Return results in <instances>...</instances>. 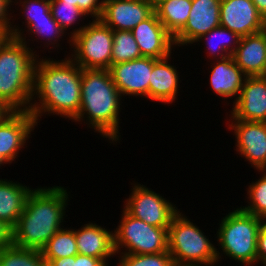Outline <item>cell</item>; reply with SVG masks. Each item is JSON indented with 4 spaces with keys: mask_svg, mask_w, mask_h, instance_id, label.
Listing matches in <instances>:
<instances>
[{
    "mask_svg": "<svg viewBox=\"0 0 266 266\" xmlns=\"http://www.w3.org/2000/svg\"><path fill=\"white\" fill-rule=\"evenodd\" d=\"M53 59L38 56L34 66L29 112L37 124L39 117L52 113L73 121L81 106V68L69 56Z\"/></svg>",
    "mask_w": 266,
    "mask_h": 266,
    "instance_id": "1",
    "label": "cell"
},
{
    "mask_svg": "<svg viewBox=\"0 0 266 266\" xmlns=\"http://www.w3.org/2000/svg\"><path fill=\"white\" fill-rule=\"evenodd\" d=\"M69 195L61 186L38 187L27 198L25 208L12 228V244L40 250L65 222Z\"/></svg>",
    "mask_w": 266,
    "mask_h": 266,
    "instance_id": "2",
    "label": "cell"
},
{
    "mask_svg": "<svg viewBox=\"0 0 266 266\" xmlns=\"http://www.w3.org/2000/svg\"><path fill=\"white\" fill-rule=\"evenodd\" d=\"M23 30L12 23L11 36L0 37V102L11 111H29L39 56L29 47Z\"/></svg>",
    "mask_w": 266,
    "mask_h": 266,
    "instance_id": "3",
    "label": "cell"
},
{
    "mask_svg": "<svg viewBox=\"0 0 266 266\" xmlns=\"http://www.w3.org/2000/svg\"><path fill=\"white\" fill-rule=\"evenodd\" d=\"M122 96L107 69H81V106L73 120L89 125L111 143L121 139L119 112ZM86 118V119H85Z\"/></svg>",
    "mask_w": 266,
    "mask_h": 266,
    "instance_id": "4",
    "label": "cell"
},
{
    "mask_svg": "<svg viewBox=\"0 0 266 266\" xmlns=\"http://www.w3.org/2000/svg\"><path fill=\"white\" fill-rule=\"evenodd\" d=\"M261 221L260 217L246 213L240 207L223 217L216 233L219 249L224 252L216 251L218 262L224 254L243 266L256 265L257 237Z\"/></svg>",
    "mask_w": 266,
    "mask_h": 266,
    "instance_id": "5",
    "label": "cell"
},
{
    "mask_svg": "<svg viewBox=\"0 0 266 266\" xmlns=\"http://www.w3.org/2000/svg\"><path fill=\"white\" fill-rule=\"evenodd\" d=\"M217 250L180 210L173 216L168 228V252L175 266H214L219 264Z\"/></svg>",
    "mask_w": 266,
    "mask_h": 266,
    "instance_id": "6",
    "label": "cell"
},
{
    "mask_svg": "<svg viewBox=\"0 0 266 266\" xmlns=\"http://www.w3.org/2000/svg\"><path fill=\"white\" fill-rule=\"evenodd\" d=\"M70 31L72 54L69 56L81 69H107L111 67L113 30L100 19H92ZM73 46V47H72ZM73 48V50H72Z\"/></svg>",
    "mask_w": 266,
    "mask_h": 266,
    "instance_id": "7",
    "label": "cell"
},
{
    "mask_svg": "<svg viewBox=\"0 0 266 266\" xmlns=\"http://www.w3.org/2000/svg\"><path fill=\"white\" fill-rule=\"evenodd\" d=\"M119 222L116 230L114 229L116 254L168 252V229L147 224L130 215L125 209Z\"/></svg>",
    "mask_w": 266,
    "mask_h": 266,
    "instance_id": "8",
    "label": "cell"
},
{
    "mask_svg": "<svg viewBox=\"0 0 266 266\" xmlns=\"http://www.w3.org/2000/svg\"><path fill=\"white\" fill-rule=\"evenodd\" d=\"M132 185V192L124 201V209L147 224L168 229L173 216L179 211L176 205L145 185Z\"/></svg>",
    "mask_w": 266,
    "mask_h": 266,
    "instance_id": "9",
    "label": "cell"
},
{
    "mask_svg": "<svg viewBox=\"0 0 266 266\" xmlns=\"http://www.w3.org/2000/svg\"><path fill=\"white\" fill-rule=\"evenodd\" d=\"M228 126L234 130L237 154L257 171L266 170V122L229 120Z\"/></svg>",
    "mask_w": 266,
    "mask_h": 266,
    "instance_id": "10",
    "label": "cell"
},
{
    "mask_svg": "<svg viewBox=\"0 0 266 266\" xmlns=\"http://www.w3.org/2000/svg\"><path fill=\"white\" fill-rule=\"evenodd\" d=\"M156 60L142 56L128 62L111 65L109 71L121 96H140L149 99V79Z\"/></svg>",
    "mask_w": 266,
    "mask_h": 266,
    "instance_id": "11",
    "label": "cell"
},
{
    "mask_svg": "<svg viewBox=\"0 0 266 266\" xmlns=\"http://www.w3.org/2000/svg\"><path fill=\"white\" fill-rule=\"evenodd\" d=\"M35 117L29 111H11L0 122V155L7 163L18 158L19 150L37 127Z\"/></svg>",
    "mask_w": 266,
    "mask_h": 266,
    "instance_id": "12",
    "label": "cell"
},
{
    "mask_svg": "<svg viewBox=\"0 0 266 266\" xmlns=\"http://www.w3.org/2000/svg\"><path fill=\"white\" fill-rule=\"evenodd\" d=\"M221 0H192L185 26L173 37L175 47L195 43L198 38L220 26Z\"/></svg>",
    "mask_w": 266,
    "mask_h": 266,
    "instance_id": "13",
    "label": "cell"
},
{
    "mask_svg": "<svg viewBox=\"0 0 266 266\" xmlns=\"http://www.w3.org/2000/svg\"><path fill=\"white\" fill-rule=\"evenodd\" d=\"M154 12L149 0H103L100 20L113 31H131Z\"/></svg>",
    "mask_w": 266,
    "mask_h": 266,
    "instance_id": "14",
    "label": "cell"
},
{
    "mask_svg": "<svg viewBox=\"0 0 266 266\" xmlns=\"http://www.w3.org/2000/svg\"><path fill=\"white\" fill-rule=\"evenodd\" d=\"M220 26L245 37L264 30L266 21L252 0H221Z\"/></svg>",
    "mask_w": 266,
    "mask_h": 266,
    "instance_id": "15",
    "label": "cell"
},
{
    "mask_svg": "<svg viewBox=\"0 0 266 266\" xmlns=\"http://www.w3.org/2000/svg\"><path fill=\"white\" fill-rule=\"evenodd\" d=\"M230 113V120L266 122L265 76L246 77Z\"/></svg>",
    "mask_w": 266,
    "mask_h": 266,
    "instance_id": "16",
    "label": "cell"
},
{
    "mask_svg": "<svg viewBox=\"0 0 266 266\" xmlns=\"http://www.w3.org/2000/svg\"><path fill=\"white\" fill-rule=\"evenodd\" d=\"M143 57L163 59L175 51L173 36L154 12L131 30ZM173 47V48H172Z\"/></svg>",
    "mask_w": 266,
    "mask_h": 266,
    "instance_id": "17",
    "label": "cell"
},
{
    "mask_svg": "<svg viewBox=\"0 0 266 266\" xmlns=\"http://www.w3.org/2000/svg\"><path fill=\"white\" fill-rule=\"evenodd\" d=\"M74 232L78 254L99 258L109 265L108 259L116 255L114 231H108L92 222L84 224L78 230L74 229Z\"/></svg>",
    "mask_w": 266,
    "mask_h": 266,
    "instance_id": "18",
    "label": "cell"
},
{
    "mask_svg": "<svg viewBox=\"0 0 266 266\" xmlns=\"http://www.w3.org/2000/svg\"><path fill=\"white\" fill-rule=\"evenodd\" d=\"M236 65L249 76H264L266 66V28L258 33L241 37L232 54Z\"/></svg>",
    "mask_w": 266,
    "mask_h": 266,
    "instance_id": "19",
    "label": "cell"
},
{
    "mask_svg": "<svg viewBox=\"0 0 266 266\" xmlns=\"http://www.w3.org/2000/svg\"><path fill=\"white\" fill-rule=\"evenodd\" d=\"M215 61V62H214ZM210 67L209 84L211 90L224 100L226 98L236 97L233 103L238 99L241 88L246 79L244 72L236 65L232 56L223 59L214 60Z\"/></svg>",
    "mask_w": 266,
    "mask_h": 266,
    "instance_id": "20",
    "label": "cell"
},
{
    "mask_svg": "<svg viewBox=\"0 0 266 266\" xmlns=\"http://www.w3.org/2000/svg\"><path fill=\"white\" fill-rule=\"evenodd\" d=\"M171 55L157 59L149 79V100L172 104L177 99L179 90V72L174 65L168 64Z\"/></svg>",
    "mask_w": 266,
    "mask_h": 266,
    "instance_id": "21",
    "label": "cell"
},
{
    "mask_svg": "<svg viewBox=\"0 0 266 266\" xmlns=\"http://www.w3.org/2000/svg\"><path fill=\"white\" fill-rule=\"evenodd\" d=\"M33 188L20 182L0 179V220L13 228L22 214Z\"/></svg>",
    "mask_w": 266,
    "mask_h": 266,
    "instance_id": "22",
    "label": "cell"
},
{
    "mask_svg": "<svg viewBox=\"0 0 266 266\" xmlns=\"http://www.w3.org/2000/svg\"><path fill=\"white\" fill-rule=\"evenodd\" d=\"M192 0H167L155 9L158 19L174 37L187 23Z\"/></svg>",
    "mask_w": 266,
    "mask_h": 266,
    "instance_id": "23",
    "label": "cell"
},
{
    "mask_svg": "<svg viewBox=\"0 0 266 266\" xmlns=\"http://www.w3.org/2000/svg\"><path fill=\"white\" fill-rule=\"evenodd\" d=\"M203 39L206 42V51L208 50L207 53H209L207 58L210 56V60H217L232 56L239 45L241 37L233 31L219 26L198 38L195 43H200ZM216 41L217 44L215 43Z\"/></svg>",
    "mask_w": 266,
    "mask_h": 266,
    "instance_id": "24",
    "label": "cell"
},
{
    "mask_svg": "<svg viewBox=\"0 0 266 266\" xmlns=\"http://www.w3.org/2000/svg\"><path fill=\"white\" fill-rule=\"evenodd\" d=\"M44 259H59L78 254L74 229L58 230L41 249Z\"/></svg>",
    "mask_w": 266,
    "mask_h": 266,
    "instance_id": "25",
    "label": "cell"
},
{
    "mask_svg": "<svg viewBox=\"0 0 266 266\" xmlns=\"http://www.w3.org/2000/svg\"><path fill=\"white\" fill-rule=\"evenodd\" d=\"M0 266H47L40 250L10 245L0 249Z\"/></svg>",
    "mask_w": 266,
    "mask_h": 266,
    "instance_id": "26",
    "label": "cell"
},
{
    "mask_svg": "<svg viewBox=\"0 0 266 266\" xmlns=\"http://www.w3.org/2000/svg\"><path fill=\"white\" fill-rule=\"evenodd\" d=\"M142 57L131 31H113L111 65L128 62Z\"/></svg>",
    "mask_w": 266,
    "mask_h": 266,
    "instance_id": "27",
    "label": "cell"
},
{
    "mask_svg": "<svg viewBox=\"0 0 266 266\" xmlns=\"http://www.w3.org/2000/svg\"><path fill=\"white\" fill-rule=\"evenodd\" d=\"M24 29L26 32H29L28 35H30L31 33L32 36L37 37L36 39L34 38V40L36 41L39 40L40 37V40L45 38L43 39V41H41V43H45V45L42 46L47 47V49L49 48V46H52L49 48V50L52 48L55 50L56 48L58 49V47L60 48V44L58 41L61 40L59 39H62L64 35H67L54 19L34 20L27 28L24 27Z\"/></svg>",
    "mask_w": 266,
    "mask_h": 266,
    "instance_id": "28",
    "label": "cell"
},
{
    "mask_svg": "<svg viewBox=\"0 0 266 266\" xmlns=\"http://www.w3.org/2000/svg\"><path fill=\"white\" fill-rule=\"evenodd\" d=\"M263 176L256 182L249 183L247 190V206L240 208L246 213L255 215L257 217H264L266 215V170H258Z\"/></svg>",
    "mask_w": 266,
    "mask_h": 266,
    "instance_id": "29",
    "label": "cell"
},
{
    "mask_svg": "<svg viewBox=\"0 0 266 266\" xmlns=\"http://www.w3.org/2000/svg\"><path fill=\"white\" fill-rule=\"evenodd\" d=\"M50 11L53 19L59 24V26L67 33L69 29L75 27L74 25L80 20L82 21V17H88L82 12L77 6L64 3V1H50ZM73 25V26H72Z\"/></svg>",
    "mask_w": 266,
    "mask_h": 266,
    "instance_id": "30",
    "label": "cell"
},
{
    "mask_svg": "<svg viewBox=\"0 0 266 266\" xmlns=\"http://www.w3.org/2000/svg\"><path fill=\"white\" fill-rule=\"evenodd\" d=\"M119 266H175L169 252L155 254H120Z\"/></svg>",
    "mask_w": 266,
    "mask_h": 266,
    "instance_id": "31",
    "label": "cell"
},
{
    "mask_svg": "<svg viewBox=\"0 0 266 266\" xmlns=\"http://www.w3.org/2000/svg\"><path fill=\"white\" fill-rule=\"evenodd\" d=\"M17 1V2H16ZM12 3L20 5L25 17V27L27 28L34 20L53 19L50 11V0H14ZM18 3V4H17Z\"/></svg>",
    "mask_w": 266,
    "mask_h": 266,
    "instance_id": "32",
    "label": "cell"
},
{
    "mask_svg": "<svg viewBox=\"0 0 266 266\" xmlns=\"http://www.w3.org/2000/svg\"><path fill=\"white\" fill-rule=\"evenodd\" d=\"M12 1L13 0H0V37L11 36V23L15 22L10 16L12 13H9L11 10Z\"/></svg>",
    "mask_w": 266,
    "mask_h": 266,
    "instance_id": "33",
    "label": "cell"
},
{
    "mask_svg": "<svg viewBox=\"0 0 266 266\" xmlns=\"http://www.w3.org/2000/svg\"><path fill=\"white\" fill-rule=\"evenodd\" d=\"M77 7L85 15L93 19H100L103 10V0H77Z\"/></svg>",
    "mask_w": 266,
    "mask_h": 266,
    "instance_id": "34",
    "label": "cell"
},
{
    "mask_svg": "<svg viewBox=\"0 0 266 266\" xmlns=\"http://www.w3.org/2000/svg\"><path fill=\"white\" fill-rule=\"evenodd\" d=\"M261 228L257 237V264L266 266V218H261Z\"/></svg>",
    "mask_w": 266,
    "mask_h": 266,
    "instance_id": "35",
    "label": "cell"
},
{
    "mask_svg": "<svg viewBox=\"0 0 266 266\" xmlns=\"http://www.w3.org/2000/svg\"><path fill=\"white\" fill-rule=\"evenodd\" d=\"M74 266H107L101 259L87 255L74 256Z\"/></svg>",
    "mask_w": 266,
    "mask_h": 266,
    "instance_id": "36",
    "label": "cell"
},
{
    "mask_svg": "<svg viewBox=\"0 0 266 266\" xmlns=\"http://www.w3.org/2000/svg\"><path fill=\"white\" fill-rule=\"evenodd\" d=\"M12 245V228L0 220V249Z\"/></svg>",
    "mask_w": 266,
    "mask_h": 266,
    "instance_id": "37",
    "label": "cell"
},
{
    "mask_svg": "<svg viewBox=\"0 0 266 266\" xmlns=\"http://www.w3.org/2000/svg\"><path fill=\"white\" fill-rule=\"evenodd\" d=\"M47 266H74V256L59 259H45Z\"/></svg>",
    "mask_w": 266,
    "mask_h": 266,
    "instance_id": "38",
    "label": "cell"
},
{
    "mask_svg": "<svg viewBox=\"0 0 266 266\" xmlns=\"http://www.w3.org/2000/svg\"><path fill=\"white\" fill-rule=\"evenodd\" d=\"M255 4L257 11L266 21V0H252Z\"/></svg>",
    "mask_w": 266,
    "mask_h": 266,
    "instance_id": "39",
    "label": "cell"
},
{
    "mask_svg": "<svg viewBox=\"0 0 266 266\" xmlns=\"http://www.w3.org/2000/svg\"><path fill=\"white\" fill-rule=\"evenodd\" d=\"M11 112L2 102H0V122L1 120Z\"/></svg>",
    "mask_w": 266,
    "mask_h": 266,
    "instance_id": "40",
    "label": "cell"
},
{
    "mask_svg": "<svg viewBox=\"0 0 266 266\" xmlns=\"http://www.w3.org/2000/svg\"><path fill=\"white\" fill-rule=\"evenodd\" d=\"M149 1L152 3V5H153V7L155 9L161 2H164V1H167V0H149Z\"/></svg>",
    "mask_w": 266,
    "mask_h": 266,
    "instance_id": "41",
    "label": "cell"
},
{
    "mask_svg": "<svg viewBox=\"0 0 266 266\" xmlns=\"http://www.w3.org/2000/svg\"><path fill=\"white\" fill-rule=\"evenodd\" d=\"M50 1H64V3L72 4L77 6V0H50Z\"/></svg>",
    "mask_w": 266,
    "mask_h": 266,
    "instance_id": "42",
    "label": "cell"
},
{
    "mask_svg": "<svg viewBox=\"0 0 266 266\" xmlns=\"http://www.w3.org/2000/svg\"><path fill=\"white\" fill-rule=\"evenodd\" d=\"M4 164H8L5 159L0 155V168H1V165L3 166Z\"/></svg>",
    "mask_w": 266,
    "mask_h": 266,
    "instance_id": "43",
    "label": "cell"
},
{
    "mask_svg": "<svg viewBox=\"0 0 266 266\" xmlns=\"http://www.w3.org/2000/svg\"><path fill=\"white\" fill-rule=\"evenodd\" d=\"M264 76L266 77V66H265Z\"/></svg>",
    "mask_w": 266,
    "mask_h": 266,
    "instance_id": "44",
    "label": "cell"
}]
</instances>
